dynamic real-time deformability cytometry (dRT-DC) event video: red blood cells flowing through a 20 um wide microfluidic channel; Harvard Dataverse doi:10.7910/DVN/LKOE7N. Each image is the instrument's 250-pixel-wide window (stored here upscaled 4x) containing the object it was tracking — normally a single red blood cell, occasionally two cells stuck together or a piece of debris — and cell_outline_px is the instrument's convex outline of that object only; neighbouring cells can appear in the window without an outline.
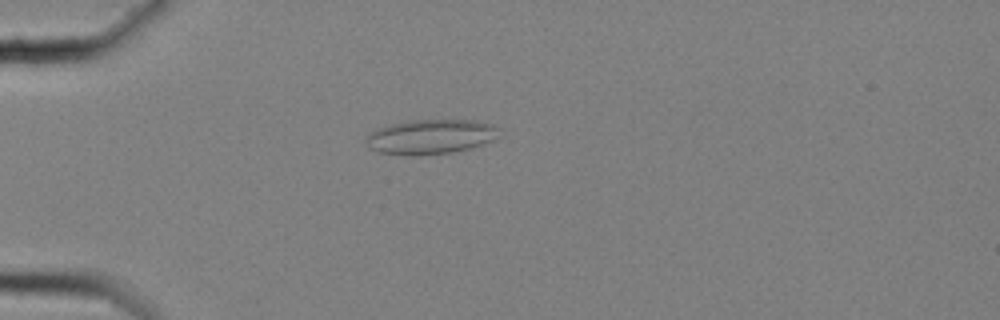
{"species": "common noctule bat (a hibernating species)", "species_latin": "Nyctalus noctula", "temperature_condition": "cold", "stored_images_in_passage": 52, "camera_frame_rate_fps": 3000, "um_per_image_px": 0.085, "animal": {"sex": "female", "body_mass_g": 25.1}, "frame": {"image": 1, "passage_image": 10, "time_ms": 3.0, "image_size_px": [1000, 320], "cell_outline_px": [[496, 128], [492, 140], [468, 148], [452, 152], [420, 156], [404, 156], [376, 152], [368, 148], [364, 144], [364, 136], [376, 128], [392, 124], [412, 120], [476, 120], [492, 124]], "centroid_in_image_um": [36.43, 11.64], "position_along_channel_um": 48.6, "area_um2": 26.99}}
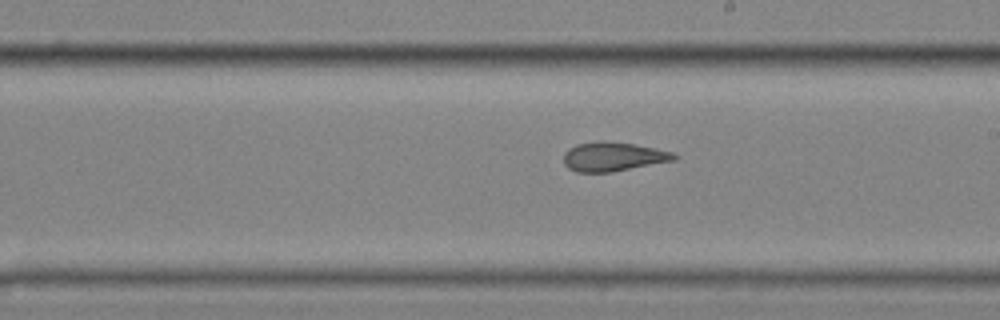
{"frame": {"image": 2, "passage_image": 28, "time_ms": 9.0, "image_size_px": [1000, 320], "cell_outline_px": [[680, 156], [676, 160], [612, 172], [576, 172], [568, 168], [564, 164], [564, 152], [568, 148], [576, 144], [596, 140], [636, 144], [656, 148], [672, 152]], "centroid_in_image_um": [52.12, 13.31], "position_along_channel_um": 236.9, "area_um2": 19.02}}
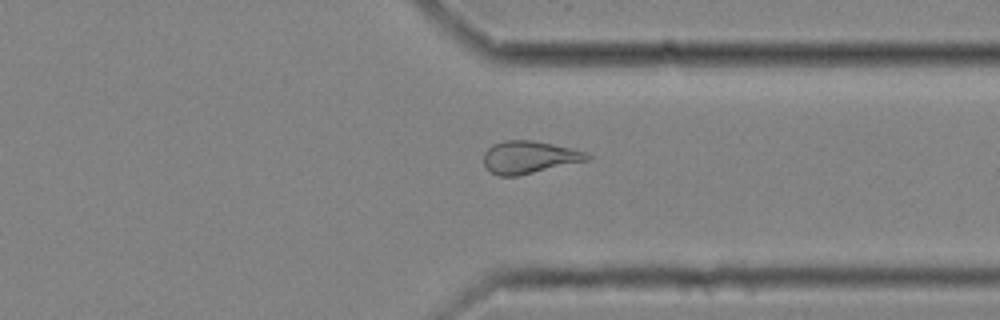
{"frame": {"image": 3, "passage_image": 39, "time_ms": 12.667, "image_size_px": [1000, 320], "cell_outline_px": [[592, 156], [588, 160], [516, 176], [500, 176], [484, 168], [484, 152], [492, 144], [504, 140], [532, 140], [552, 144], [584, 152]], "centroid_in_image_um": [44.92, 13.36], "position_along_channel_um": 366.5, "area_um2": 19.36}, "authors_computed_cell_mechanics": {"area_um2": 19.9988, "velocity_mm_per_s": 3.5105, "shape_relaxation_time_tau1_ms": null, "shape_relaxation_time_tau2_ms": 1.5427, "deformation_change_tau1": null, "deformation_change_tau2": 0.0957}}